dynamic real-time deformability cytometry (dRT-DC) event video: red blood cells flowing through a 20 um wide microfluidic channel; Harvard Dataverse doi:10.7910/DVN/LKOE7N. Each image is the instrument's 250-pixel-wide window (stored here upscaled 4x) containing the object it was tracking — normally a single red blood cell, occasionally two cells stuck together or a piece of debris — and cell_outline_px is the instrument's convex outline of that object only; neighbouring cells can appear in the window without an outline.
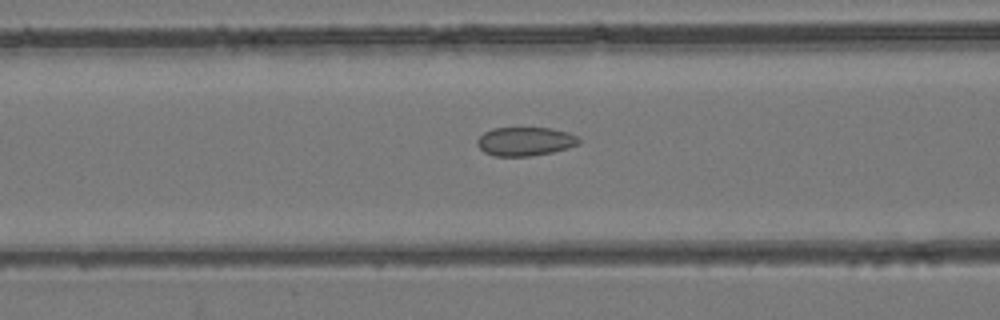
{"species": "common noctule bat (a hibernating species)", "species_latin": "Nyctalus noctula", "temperature_condition": "room temperature", "stored_images_in_passage": 27, "camera_frame_rate_fps": 3000, "um_per_image_px": 0.085, "animal": {"sex": "female", "body_mass_g": 24.6, "forearm_length_mm": 56.2}, "frame": {"image": 1, "passage_image": 8, "time_ms": 2.333, "image_size_px": [1000, 320], "cell_outline_px": [[580, 144], [568, 148], [552, 152], [528, 156], [496, 156], [484, 152], [476, 144], [476, 140], [484, 132], [492, 128], [552, 128], [568, 132], [580, 136]], "centroid_in_image_um": [44.66, 12.01], "position_along_channel_um": 121.9, "area_um2": 17.17}}
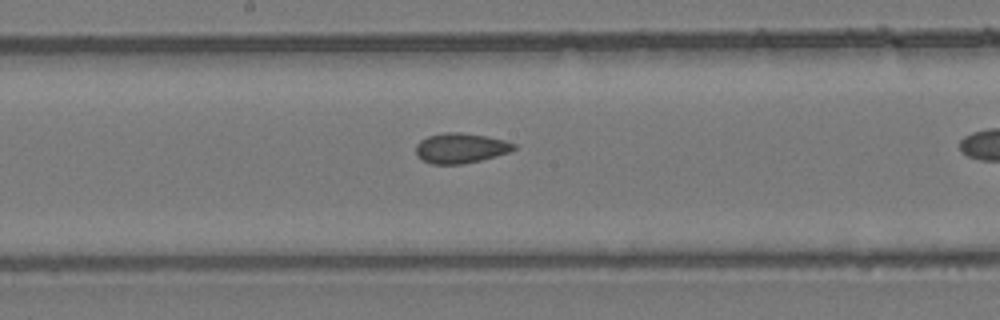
{"frame": {"image": 2, "passage_image": 14, "time_ms": 4.333, "image_size_px": [1000, 320], "cell_outline_px": [[516, 148], [508, 152], [480, 160], [464, 164], [432, 164], [420, 160], [416, 156], [416, 144], [420, 140], [428, 136], [444, 132], [460, 132], [488, 136], [504, 140], [516, 144]], "centroid_in_image_um": [39.11, 12.59], "position_along_channel_um": 209.1, "area_um2": 17.28}}
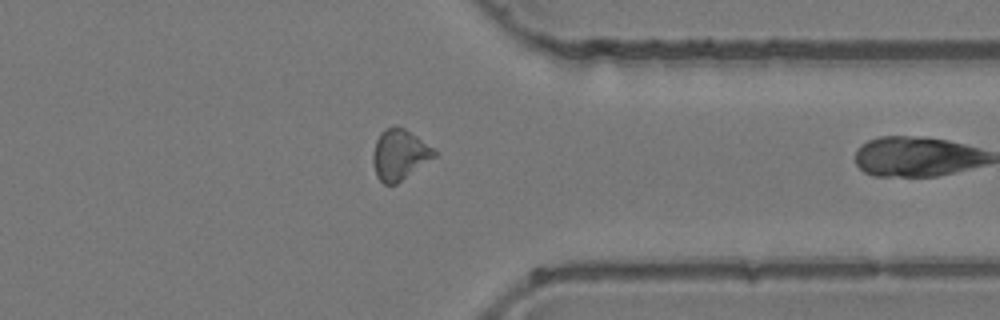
{"frame": {"image": 3, "passage_image": 26, "time_ms": 8.333, "image_size_px": [1000, 320], "cell_outline_px": [[436, 156], [396, 184], [384, 184], [376, 176], [372, 160], [372, 152], [376, 140], [380, 132], [384, 128], [392, 124], [396, 124], [404, 128], [416, 136], [432, 148], [436, 152]], "centroid_in_image_um": [33.91, 13.11], "position_along_channel_um": 377.5, "area_um2": 18.09}}